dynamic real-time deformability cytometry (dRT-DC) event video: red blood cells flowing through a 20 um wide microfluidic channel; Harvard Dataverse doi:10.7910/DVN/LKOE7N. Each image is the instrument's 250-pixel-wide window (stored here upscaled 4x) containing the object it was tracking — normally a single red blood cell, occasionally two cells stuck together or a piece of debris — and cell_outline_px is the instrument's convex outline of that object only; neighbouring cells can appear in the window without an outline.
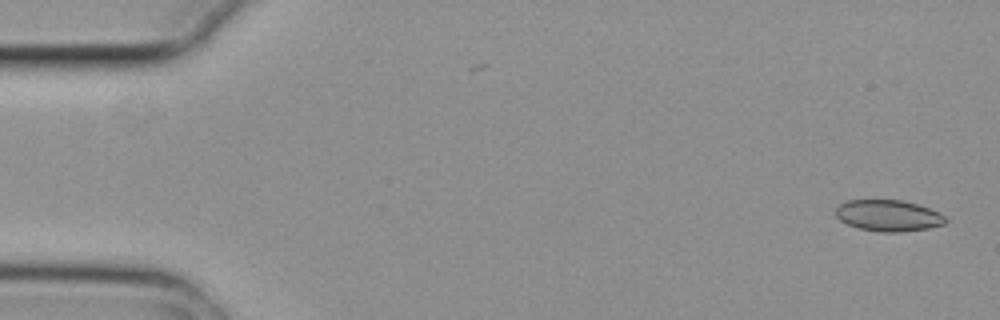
{"species": "common noctule bat (a hibernating species)", "species_latin": "Nyctalus noctula", "temperature_condition": "cold", "stored_images_in_passage": 4, "camera_frame_rate_fps": 3000, "um_per_image_px": 0.085, "animal": {"sex": "female", "body_mass_g": 29.2, "forearm_length_mm": 56.3}, "frame": {"image": 1, "passage_image": 1, "time_ms": 0.0, "image_size_px": [1000, 320], "cell_outline_px": [[948, 220], [944, 224], [928, 228], [900, 232], [880, 232], [860, 228], [848, 224], [840, 220], [836, 216], [836, 208], [840, 204], [848, 200], [904, 200], [928, 208], [944, 216]], "centroid_in_image_um": [75.5, 18.32], "position_along_channel_um": 9.5, "area_um2": 19.83}}